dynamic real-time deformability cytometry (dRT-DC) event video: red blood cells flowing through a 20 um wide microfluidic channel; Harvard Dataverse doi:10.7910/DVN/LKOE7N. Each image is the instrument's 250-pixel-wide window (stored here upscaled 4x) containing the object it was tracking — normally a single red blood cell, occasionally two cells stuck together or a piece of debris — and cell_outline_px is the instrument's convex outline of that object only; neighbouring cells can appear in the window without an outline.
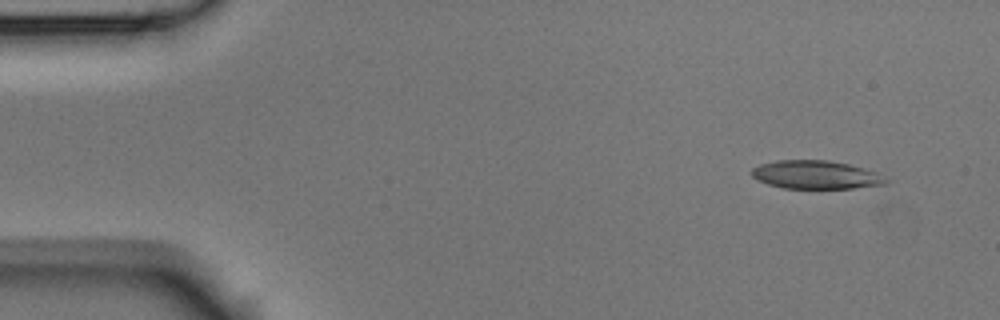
{"species": "Egyptian fruit bat (a non-hibernating species)", "species_latin": "Rousettus aegyptiacus", "temperature_condition": "room temperature", "stored_images_in_passage": 4, "camera_frame_rate_fps": 3000, "um_per_image_px": 0.085, "animal": {"sex": "male"}, "frame": {"image": 1, "passage_image": 1, "time_ms": 0.0, "image_size_px": [1000, 320], "cell_outline_px": [[892, 180], [888, 184], [852, 188], [784, 188], [768, 184], [756, 180], [752, 176], [752, 168], [760, 164], [776, 160], [828, 160], [848, 164], [876, 172]], "centroid_in_image_um": [69.37, 14.86], "position_along_channel_um": 15.6, "area_um2": 22.25}}
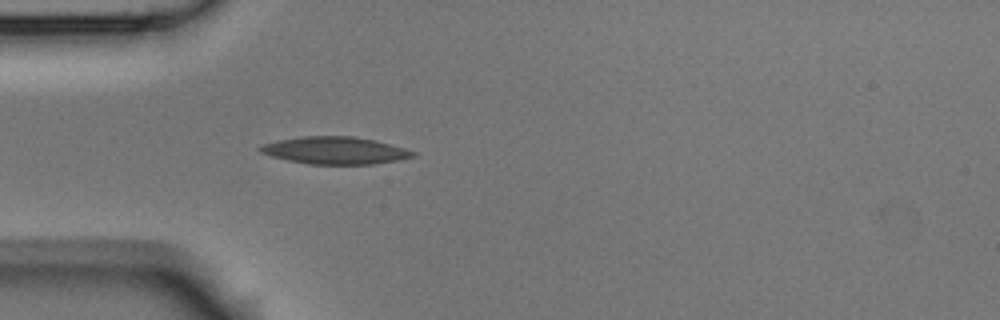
{"frame": {"image": 2, "passage_image": 4, "time_ms": 1.0, "image_size_px": [1000, 320], "cell_outline_px": [[416, 156], [400, 160], [372, 164], [308, 164], [288, 160], [272, 156], [260, 152], [256, 148], [264, 144], [280, 140], [304, 136], [352, 136], [372, 140], [404, 148], [416, 152]], "centroid_in_image_um": [28.48, 12.79], "position_along_channel_um": 56.5, "area_um2": 24.04}}